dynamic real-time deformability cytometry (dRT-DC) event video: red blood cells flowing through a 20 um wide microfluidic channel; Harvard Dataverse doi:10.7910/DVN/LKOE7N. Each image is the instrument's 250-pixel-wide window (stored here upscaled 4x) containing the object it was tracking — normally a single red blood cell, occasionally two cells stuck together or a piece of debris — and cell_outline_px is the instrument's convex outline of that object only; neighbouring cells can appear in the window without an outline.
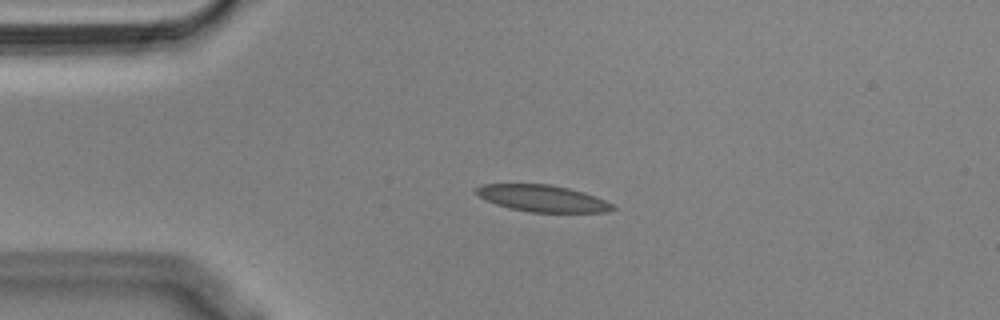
{"species": "Egyptian fruit bat (a non-hibernating species)", "species_latin": "Rousettus aegyptiacus", "temperature_condition": "cold", "stored_images_in_passage": 44, "camera_frame_rate_fps": 3000, "um_per_image_px": 0.085, "animal": {"sex": "male"}, "frame": {"image": 1, "passage_image": 1, "time_ms": 0.0, "image_size_px": [1000, 320], "cell_outline_px": [[616, 208], [604, 212], [528, 212], [508, 208], [496, 204], [472, 192], [480, 184], [552, 184], [584, 192], [604, 200], [612, 204]], "centroid_in_image_um": [46.07, 16.85], "position_along_channel_um": 38.9, "area_um2": 21.15}}
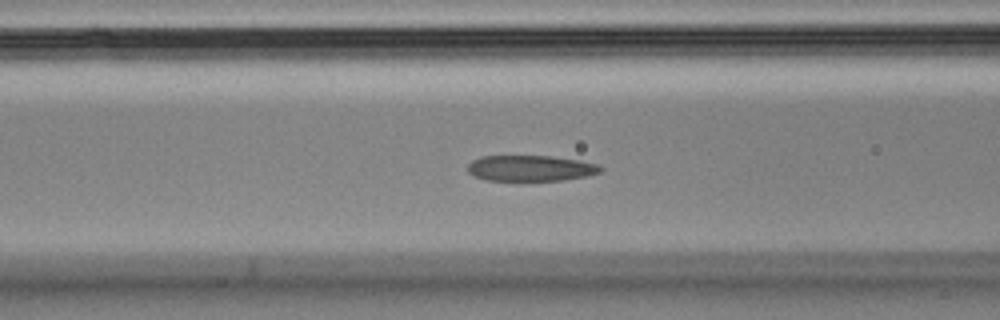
{"frame": {"image": 2, "passage_image": 10, "time_ms": 3.0, "image_size_px": [1000, 320], "cell_outline_px": [[604, 168], [600, 172], [588, 176], [564, 180], [484, 180], [468, 172], [468, 164], [472, 160], [480, 156], [552, 156], [580, 160], [596, 164]], "centroid_in_image_um": [45.11, 14.29], "position_along_channel_um": 121.5, "area_um2": 20.0}}
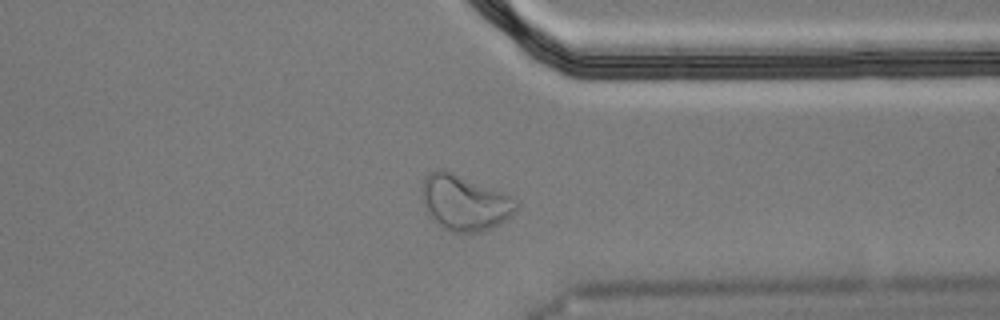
{"frame": {"image": 3, "passage_image": 31, "time_ms": 10.0, "image_size_px": [1000, 320], "cell_outline_px": [[520, 204], [504, 220], [480, 232], [452, 232], [436, 224], [428, 216], [424, 208], [424, 176], [436, 168], [440, 168], [452, 172], [504, 192], [516, 200]], "centroid_in_image_um": [39.46, 17.21], "position_along_channel_um": 371.9, "area_um2": 30.11}, "authors_computed_cell_mechanics": {"area_um2": 22.0218, "velocity_mm_per_s": 3.6134, "shape_relaxation_time_tau1_ms": null, "shape_relaxation_time_tau2_ms": 2.4567, "deformation_change_tau1": null, "deformation_change_tau2": 0.0853}}